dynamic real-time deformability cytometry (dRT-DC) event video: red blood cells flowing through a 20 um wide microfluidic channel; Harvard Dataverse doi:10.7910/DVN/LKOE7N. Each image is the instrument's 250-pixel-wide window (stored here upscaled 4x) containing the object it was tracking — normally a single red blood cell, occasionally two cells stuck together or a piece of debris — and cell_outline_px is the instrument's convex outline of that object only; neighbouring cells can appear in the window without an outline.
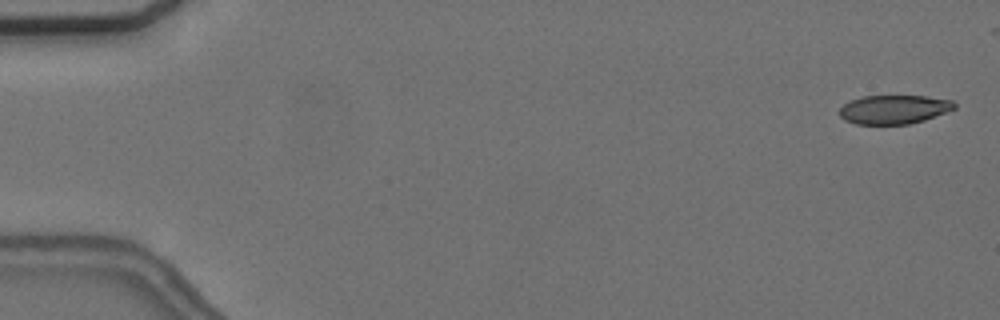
{"species": "common noctule bat (a hibernating species)", "species_latin": "Nyctalus noctula", "temperature_condition": "cold", "stored_images_in_passage": 5, "camera_frame_rate_fps": 3000, "um_per_image_px": 0.085, "animal": {"sex": "female", "body_mass_g": 24.6, "forearm_length_mm": 56.2}, "frame": {"image": 1, "passage_image": 1, "time_ms": 0.0, "image_size_px": [1000, 320], "cell_outline_px": [[956, 108], [924, 120], [908, 124], [856, 124], [844, 120], [840, 116], [840, 108], [848, 100], [860, 96], [924, 96], [952, 100], [956, 104]], "centroid_in_image_um": [75.95, 9.29], "position_along_channel_um": 9.0, "area_um2": 19.36}}